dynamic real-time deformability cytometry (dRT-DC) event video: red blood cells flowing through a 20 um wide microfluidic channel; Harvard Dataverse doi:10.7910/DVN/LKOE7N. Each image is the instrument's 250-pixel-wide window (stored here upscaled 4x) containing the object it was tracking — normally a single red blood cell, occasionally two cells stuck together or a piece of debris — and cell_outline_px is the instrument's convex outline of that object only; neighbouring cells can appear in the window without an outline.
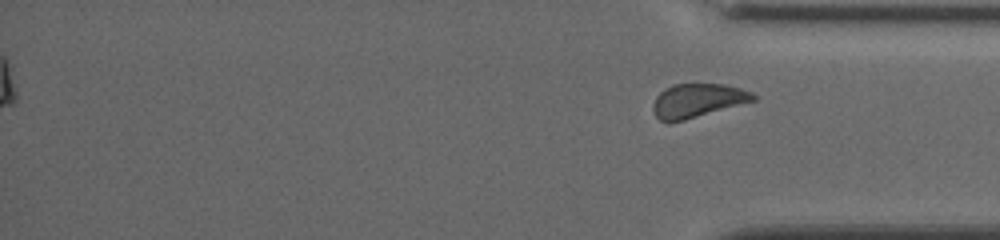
{"species": "common noctule bat (a hibernating species)", "species_latin": "Nyctalus noctula", "temperature_condition": "cold", "stored_images_in_passage": 32, "segment_of_instrument_passage": [2, 2], "camera_frame_rate_fps": 3000, "um_per_image_px": 0.085, "animal": {"sex": "female", "body_mass_g": 19.5, "forearm_length_mm": 54.1}, "frame": {"image": 1, "passage_image": 32, "time_ms": 11.667, "image_size_px": [1000, 240], "cell_outline_px": [[756, 100], [684, 120], [660, 120], [656, 116], [652, 108], [652, 104], [656, 96], [664, 88], [672, 84], [724, 84], [740, 88], [752, 92], [756, 96]], "centroid_in_image_um": [59.29, 8.52], "position_along_channel_um": 375.9, "area_um2": 19.48}}